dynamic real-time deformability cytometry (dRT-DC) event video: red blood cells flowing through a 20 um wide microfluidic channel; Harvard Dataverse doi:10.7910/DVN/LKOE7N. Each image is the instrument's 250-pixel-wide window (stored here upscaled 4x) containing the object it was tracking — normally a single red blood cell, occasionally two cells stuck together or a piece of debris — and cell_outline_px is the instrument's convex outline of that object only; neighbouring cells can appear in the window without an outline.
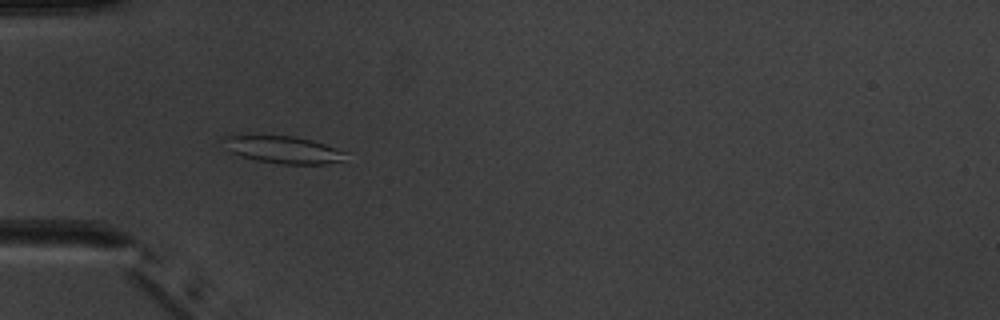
{"species": "common noctule bat (a hibernating species)", "species_latin": "Nyctalus noctula", "temperature_condition": "warm", "stored_images_in_passage": 6, "camera_frame_rate_fps": 3000, "um_per_image_px": 0.085, "animal": {"sex": "male", "body_mass_g": 20.1, "forearm_length_mm": 53.5}, "frame": {"image": 1, "passage_image": 5, "time_ms": 4.667, "image_size_px": [1000, 320], "cell_outline_px": [[348, 152], [344, 160], [324, 164], [284, 164], [256, 160], [240, 156], [232, 152], [220, 140], [220, 136], [292, 136], [312, 140]], "centroid_in_image_um": [24.09, 12.73], "position_along_channel_um": 60.9, "area_um2": 19.25}}
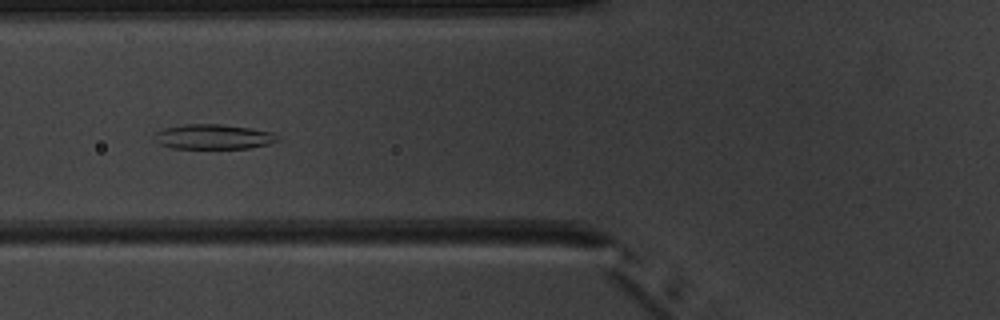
{"frame": {"image": 2, "passage_image": 6, "time_ms": 6.0, "image_size_px": [1000, 320], "cell_outline_px": [[280, 140], [268, 144], [248, 148], [172, 148], [160, 144], [152, 140], [152, 136], [156, 132], [164, 128], [184, 124], [220, 124], [252, 128], [272, 132], [280, 136]], "centroid_in_image_um": [18.12, 11.62], "position_along_channel_um": 107.7, "area_um2": 18.03}}